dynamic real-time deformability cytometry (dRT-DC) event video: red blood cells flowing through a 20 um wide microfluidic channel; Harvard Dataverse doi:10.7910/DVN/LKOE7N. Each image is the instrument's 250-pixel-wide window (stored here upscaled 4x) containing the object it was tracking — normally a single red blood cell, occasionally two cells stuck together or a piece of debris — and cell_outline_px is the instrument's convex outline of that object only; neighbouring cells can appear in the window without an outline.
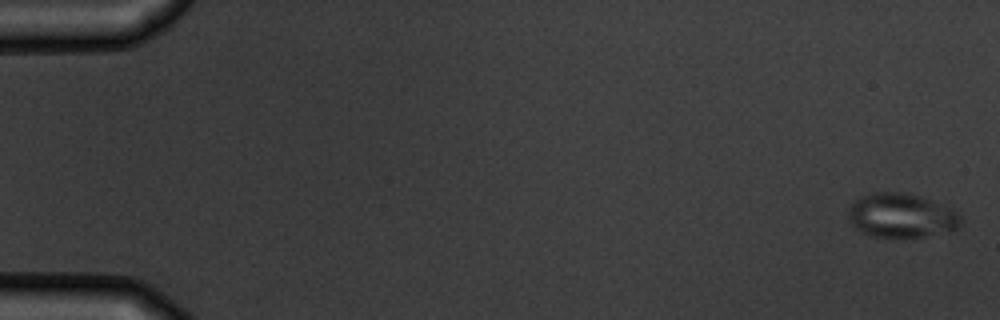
{"species": "common noctule bat (a hibernating species)", "species_latin": "Nyctalus noctula", "temperature_condition": "warm", "stored_images_in_passage": 14, "camera_frame_rate_fps": 3000, "um_per_image_px": 0.085, "animal": {"sex": "male", "body_mass_g": 19.5, "forearm_length_mm": 54.6}, "frame": {"image": 1, "passage_image": 1, "time_ms": 0.0, "image_size_px": [1000, 320], "cell_outline_px": [[964, 220], [956, 228], [924, 236], [896, 240], [888, 240], [872, 236], [860, 232], [852, 224], [848, 216], [848, 208], [852, 200], [860, 196], [872, 192], [908, 192], [920, 196], [952, 208]], "centroid_in_image_um": [76.55, 18.34], "position_along_channel_um": 8.4, "area_um2": 29.77}}
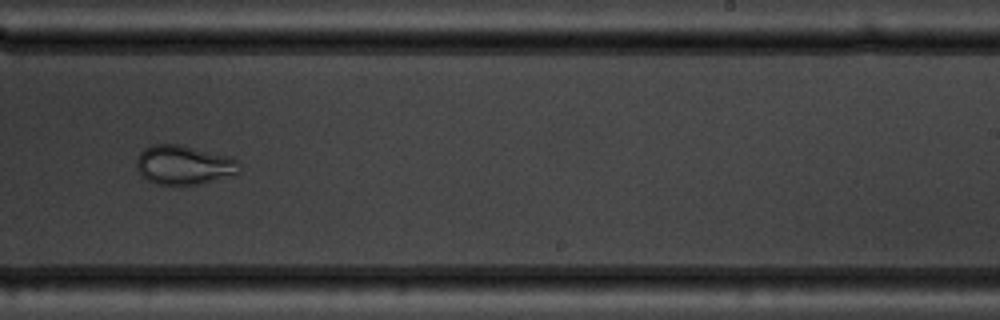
{"frame": {"image": 2, "passage_image": 10, "time_ms": 11.0, "image_size_px": [1000, 320], "cell_outline_px": [[240, 172], [236, 176], [196, 184], [156, 184], [140, 176], [136, 168], [136, 160], [140, 152], [144, 148], [152, 144], [180, 144], [232, 156], [236, 160], [240, 168]], "centroid_in_image_um": [15.64, 14.01], "position_along_channel_um": 273.4, "area_um2": 23.93}}
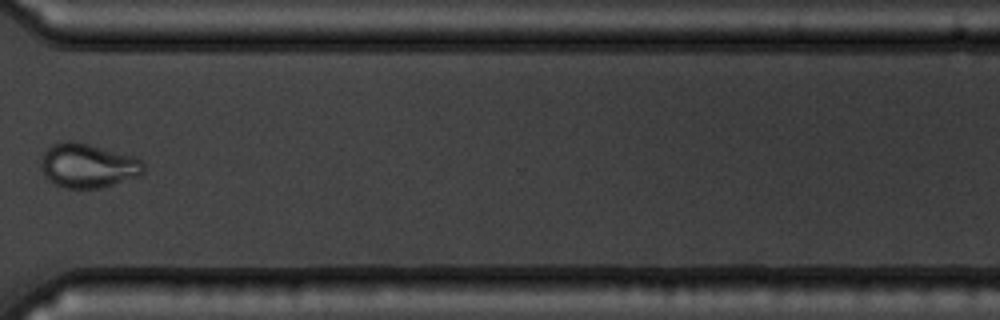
{"frame": {"image": 3, "passage_image": 12, "time_ms": 13.333, "image_size_px": [1000, 320], "cell_outline_px": [[144, 172], [140, 176], [100, 188], [64, 188], [48, 180], [44, 176], [40, 164], [40, 160], [44, 152], [52, 144], [64, 140], [72, 140], [88, 144], [132, 156], [140, 160], [144, 164]], "centroid_in_image_um": [7.44, 14.08], "position_along_channel_um": 363.2, "area_um2": 26.47}, "authors_computed_cell_mechanics": {"area_um2": 28.0908, "velocity_mm_per_s": 3.8463, "shape_relaxation_time_tau1_ms": 4.1946, "shape_relaxation_time_tau2_ms": 0.0271, "deformation_change_tau1": 0.1065, "deformation_change_tau2": 0.0341}}